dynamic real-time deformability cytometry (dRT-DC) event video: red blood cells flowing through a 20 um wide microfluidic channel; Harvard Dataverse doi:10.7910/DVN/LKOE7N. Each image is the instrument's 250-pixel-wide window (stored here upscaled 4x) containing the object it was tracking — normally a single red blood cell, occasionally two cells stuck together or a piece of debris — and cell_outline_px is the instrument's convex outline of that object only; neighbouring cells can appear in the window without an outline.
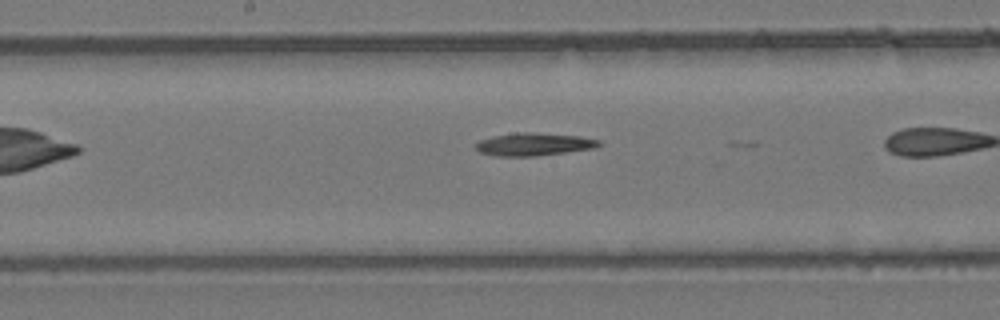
{"species": "common noctule bat (a hibernating species)", "species_latin": "Nyctalus noctula", "temperature_condition": "room temperature", "stored_images_in_passage": 12, "camera_frame_rate_fps": 3000, "um_per_image_px": 0.085, "animal": {"sex": "female", "body_mass_g": 24.6, "forearm_length_mm": 56.2}, "frame": {"image": 1, "passage_image": 11, "time_ms": 3.333, "image_size_px": [1000, 320], "cell_outline_px": [[604, 144], [596, 148], [536, 156], [496, 156], [480, 152], [476, 148], [476, 144], [480, 140], [492, 136], [516, 132], [532, 132], [580, 136], [600, 140]], "centroid_in_image_um": [45.42, 12.26], "position_along_channel_um": 202.8, "area_um2": 16.47}}